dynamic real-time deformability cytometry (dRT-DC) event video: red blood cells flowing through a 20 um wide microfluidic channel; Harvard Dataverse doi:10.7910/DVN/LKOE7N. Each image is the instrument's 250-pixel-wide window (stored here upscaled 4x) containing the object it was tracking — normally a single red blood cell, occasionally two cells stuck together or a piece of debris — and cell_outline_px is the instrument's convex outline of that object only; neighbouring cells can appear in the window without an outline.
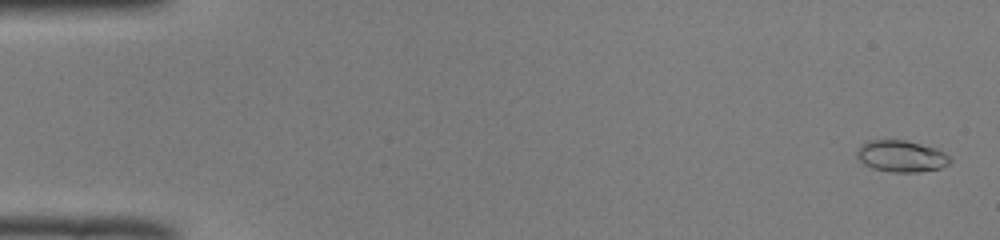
{"species": "common noctule bat (a hibernating species)", "species_latin": "Nyctalus noctula", "temperature_condition": "room temperature", "stored_images_in_passage": 42, "camera_frame_rate_fps": 3000, "um_per_image_px": 0.085, "animal": {"sex": "male", "body_mass_g": 19.0, "forearm_length_mm": 50.8}, "frame": {"image": 1, "passage_image": 2, "time_ms": 0.333, "image_size_px": [1000, 240], "cell_outline_px": [[952, 160], [948, 164], [940, 168], [916, 172], [892, 172], [872, 168], [864, 164], [856, 156], [856, 152], [860, 144], [868, 140], [904, 140], [936, 148], [944, 152]], "centroid_in_image_um": [76.58, 13.27], "position_along_channel_um": 8.4, "area_um2": 17.11}}
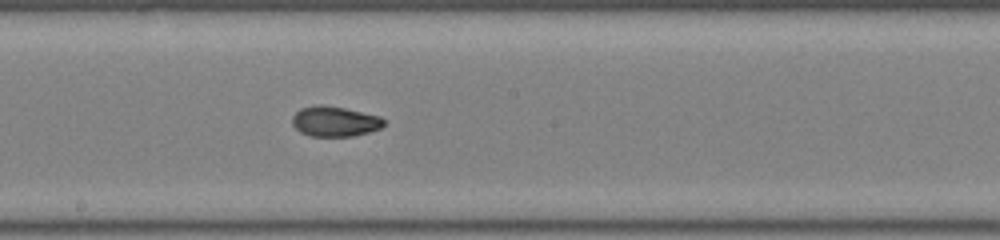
{"frame": {"image": 2, "passage_image": 29, "time_ms": 9.333, "image_size_px": [1000, 240], "cell_outline_px": [[384, 124], [380, 128], [368, 132], [352, 136], [312, 136], [300, 132], [292, 124], [292, 116], [300, 108], [320, 104], [344, 108], [380, 116], [384, 120]], "centroid_in_image_um": [28.43, 10.31], "position_along_channel_um": 219.8, "area_um2": 16.01}}
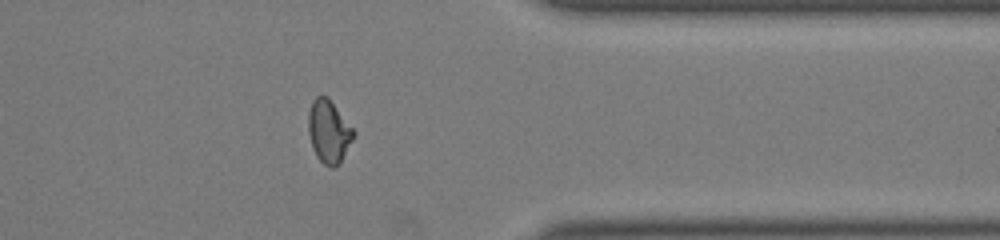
{"frame": {"image": 3, "passage_image": 42, "time_ms": 13.667, "image_size_px": [1000, 240], "cell_outline_px": [[356, 136], [340, 160], [332, 168], [324, 164], [316, 156], [312, 148], [308, 132], [308, 112], [312, 100], [316, 96], [328, 96], [356, 132]], "centroid_in_image_um": [27.94, 11.14], "position_along_channel_um": 383.5, "area_um2": 16.59}, "authors_computed_cell_mechanics": {"area_um2": 16.2129, "velocity_mm_per_s": 4.0022, "shape_relaxation_time_tau1_ms": 6.248, "shape_relaxation_time_tau2_ms": 1.3676, "deformation_change_tau1": 0.2172, "deformation_change_tau2": 0.0575}}